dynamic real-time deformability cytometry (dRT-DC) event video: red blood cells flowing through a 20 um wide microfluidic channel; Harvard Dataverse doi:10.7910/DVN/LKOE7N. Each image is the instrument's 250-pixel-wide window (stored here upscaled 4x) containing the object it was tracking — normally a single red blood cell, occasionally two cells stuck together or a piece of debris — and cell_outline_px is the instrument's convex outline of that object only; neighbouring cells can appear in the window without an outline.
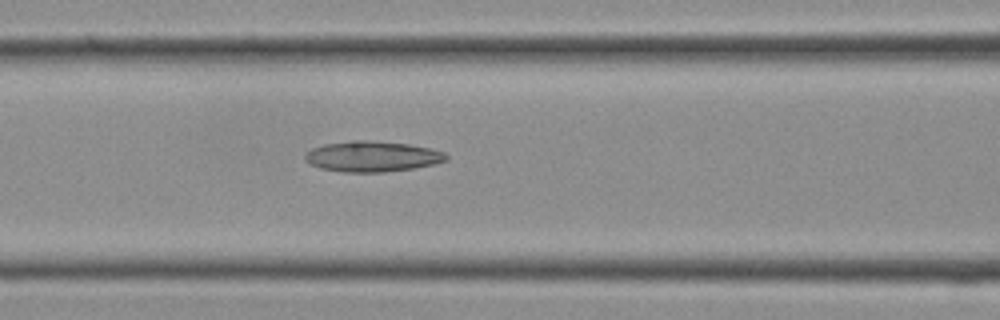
{"species": "Egyptian fruit bat (a non-hibernating species)", "species_latin": "Rousettus aegyptiacus", "temperature_condition": "cold", "stored_images_in_passage": 7, "camera_frame_rate_fps": 3000, "um_per_image_px": 0.085, "frame": {"image": 1, "passage_image": 5, "time_ms": 1.333, "image_size_px": [1000, 320], "cell_outline_px": [[448, 160], [436, 164], [416, 168], [384, 172], [344, 172], [320, 168], [304, 160], [304, 152], [312, 148], [324, 144], [352, 140], [368, 140], [408, 144], [432, 148], [444, 152], [448, 156]], "centroid_in_image_um": [31.65, 13.3], "position_along_channel_um": 134.9, "area_um2": 25.43}}
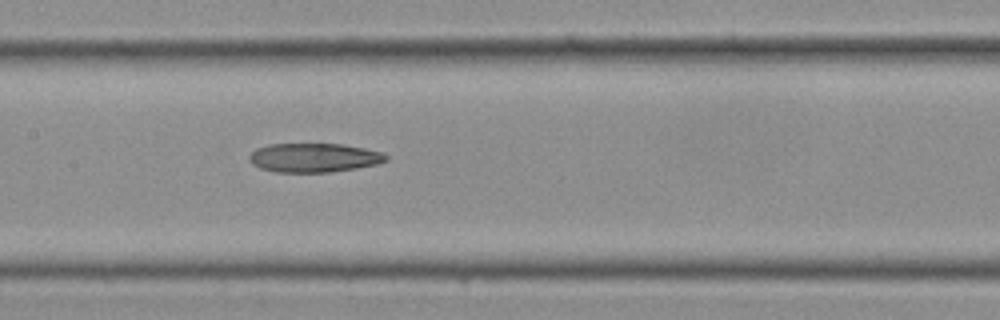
{"frame": {"image": 2, "passage_image": 7, "time_ms": 2.0, "image_size_px": [1000, 320], "cell_outline_px": [[388, 160], [376, 164], [356, 168], [332, 172], [276, 172], [260, 168], [252, 164], [248, 160], [248, 156], [256, 148], [268, 144], [344, 144], [364, 148], [380, 152], [388, 156]], "centroid_in_image_um": [26.66, 13.4], "position_along_channel_um": 180.7, "area_um2": 23.18}}